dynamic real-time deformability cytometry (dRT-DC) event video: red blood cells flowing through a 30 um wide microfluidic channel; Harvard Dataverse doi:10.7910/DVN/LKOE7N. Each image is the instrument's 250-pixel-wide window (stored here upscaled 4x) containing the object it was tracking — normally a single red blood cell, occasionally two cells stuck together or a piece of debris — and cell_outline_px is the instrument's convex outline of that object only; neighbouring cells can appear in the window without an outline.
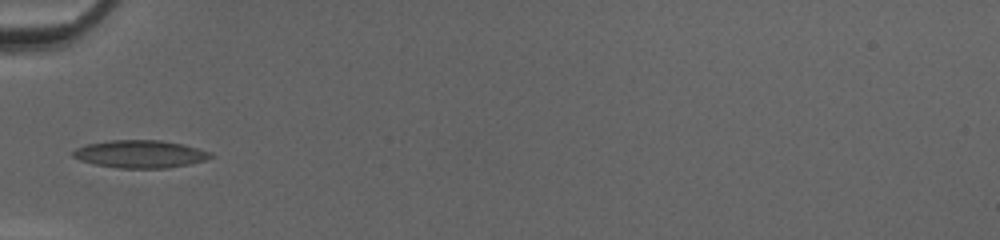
{"species": "common noctule bat (a hibernating species)", "species_latin": "Nyctalus noctula", "temperature_condition": "cold", "stored_images_in_passage": 32, "camera_frame_rate_fps": 3000, "um_per_image_px": 0.085, "animal": {"sex": "female", "body_mass_g": 20.0, "forearm_length_mm": 54.0}, "frame": {"image": 1, "passage_image": 1, "time_ms": 0.0, "image_size_px": [1000, 240], "cell_outline_px": [[216, 156], [204, 160], [188, 164], [168, 168], [120, 168], [96, 164], [80, 160], [72, 156], [72, 152], [76, 148], [88, 144], [112, 140], [160, 140], [184, 144], [212, 152]], "centroid_in_image_um": [11.96, 13.09], "position_along_channel_um": 73.0, "area_um2": 22.14}}
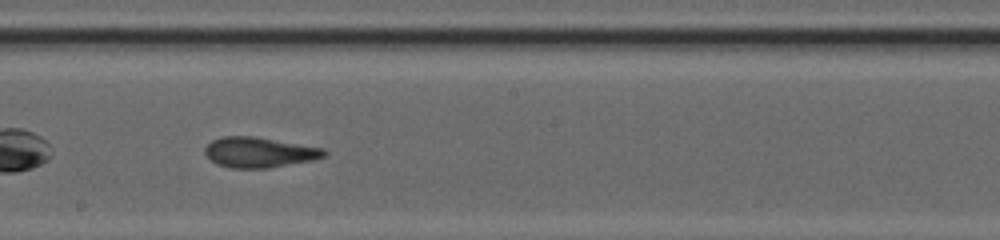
{"frame": {"image": 2, "passage_image": 12, "time_ms": 3.667, "image_size_px": [1000, 240], "cell_outline_px": [[328, 152], [324, 156], [312, 160], [268, 168], [232, 168], [216, 164], [204, 152], [204, 148], [212, 140], [220, 136], [256, 136], [324, 148]], "centroid_in_image_um": [22.03, 12.93], "position_along_channel_um": 226.2, "area_um2": 21.1}}
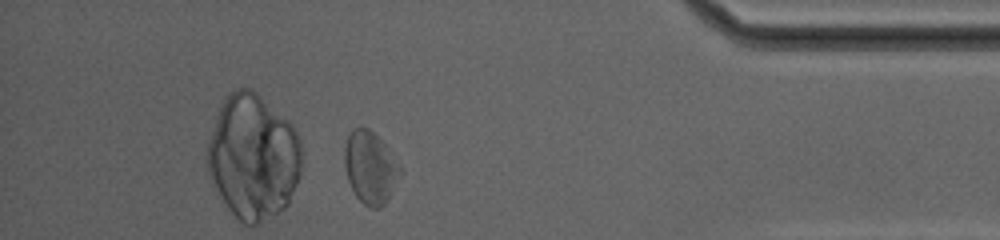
{"frame": {"image": 3, "passage_image": 27, "time_ms": 8.667, "image_size_px": [1000, 240], "cell_outline_px": [[400, 172], [384, 204], [380, 208], [372, 208], [364, 204], [356, 196], [348, 180], [344, 164], [344, 148], [348, 136], [352, 128], [368, 128], [384, 144], [400, 168]], "centroid_in_image_um": [31.41, 14.23], "position_along_channel_um": 403.8, "area_um2": 22.54}, "authors_computed_cell_mechanics": {"area_um2": 21.2126, "velocity_mm_per_s": 4.1816, "shape_relaxation_time_tau1_ms": 3.5321, "shape_relaxation_time_tau2_ms": 1.99, "deformation_change_tau1": 0.1011, "deformation_change_tau2": 0.104}}